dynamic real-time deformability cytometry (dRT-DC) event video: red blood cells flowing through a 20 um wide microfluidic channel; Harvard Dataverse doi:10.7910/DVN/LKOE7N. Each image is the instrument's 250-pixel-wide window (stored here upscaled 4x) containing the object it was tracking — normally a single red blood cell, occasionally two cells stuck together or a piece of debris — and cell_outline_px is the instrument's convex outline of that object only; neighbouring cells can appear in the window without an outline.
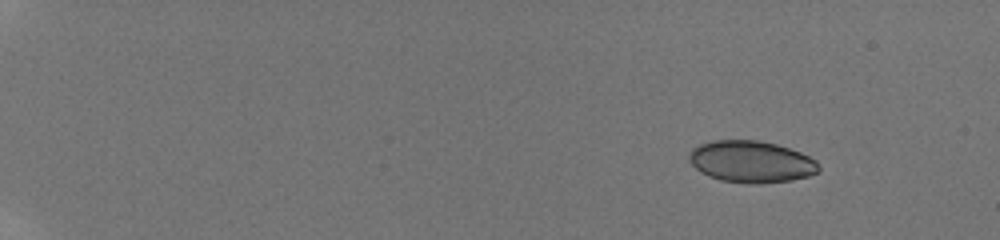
{"species": "human", "species_latin": "Homo sapiens", "temperature_condition": "room temperature", "stored_images_in_passage": 15, "camera_frame_rate_fps": 3000, "um_per_image_px": 0.085, "donor": {"sex": "male"}, "frame": {"image": 1, "passage_image": 1, "time_ms": 0.0, "image_size_px": [1000, 240], "cell_outline_px": [[820, 172], [808, 176], [792, 180], [756, 184], [752, 184], [720, 180], [708, 176], [700, 172], [688, 160], [688, 156], [692, 148], [700, 144], [712, 140], [760, 140], [776, 144], [800, 152], [816, 160], [820, 168]], "centroid_in_image_um": [63.85, 13.74], "position_along_channel_um": 21.2, "area_um2": 31.73}}
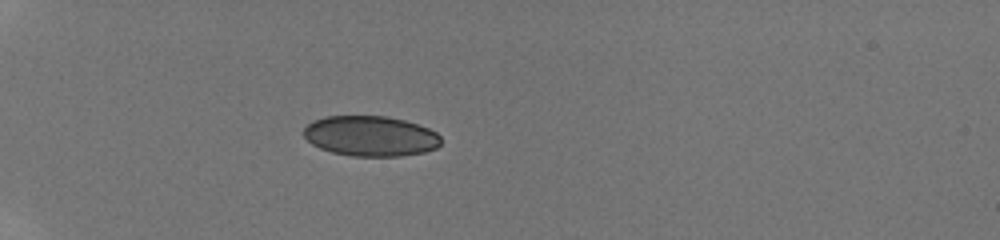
{"frame": {"image": 2, "passage_image": 12, "time_ms": 4.0, "image_size_px": [1000, 240], "cell_outline_px": [[440, 144], [436, 148], [424, 152], [400, 156], [352, 156], [332, 152], [320, 148], [312, 144], [304, 136], [304, 128], [312, 120], [324, 116], [388, 116], [404, 120], [428, 128], [436, 132], [440, 136]], "centroid_in_image_um": [31.48, 11.56], "position_along_channel_um": 53.5, "area_um2": 32.25}}